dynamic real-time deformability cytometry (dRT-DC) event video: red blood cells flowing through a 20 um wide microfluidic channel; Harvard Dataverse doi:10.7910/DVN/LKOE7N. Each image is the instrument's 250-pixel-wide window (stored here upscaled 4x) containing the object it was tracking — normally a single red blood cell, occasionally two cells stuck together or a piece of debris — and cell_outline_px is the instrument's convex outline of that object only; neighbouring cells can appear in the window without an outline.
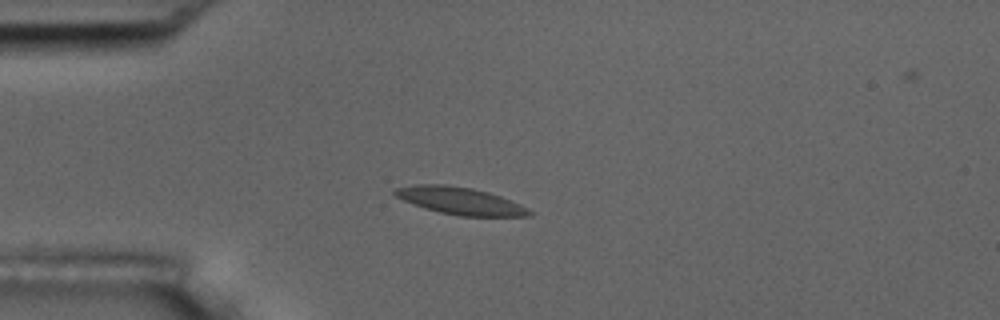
{"species": "common noctule bat (a hibernating species)", "species_latin": "Nyctalus noctula", "temperature_condition": "room temperature", "stored_images_in_passage": 8, "camera_frame_rate_fps": 3000, "um_per_image_px": 0.085, "animal": {"sex": "male", "body_mass_g": 17.5, "forearm_length_mm": 52.3}, "frame": {"image": 1, "passage_image": 4, "time_ms": 3.667, "image_size_px": [1000, 320], "cell_outline_px": [[532, 216], [460, 216], [440, 212], [424, 208], [412, 204], [396, 196], [392, 192], [396, 188], [416, 184], [448, 184], [472, 188], [488, 192], [500, 196], [520, 204], [528, 208], [532, 212]], "centroid_in_image_um": [39.11, 17.07], "position_along_channel_um": 45.9, "area_um2": 21.33}}
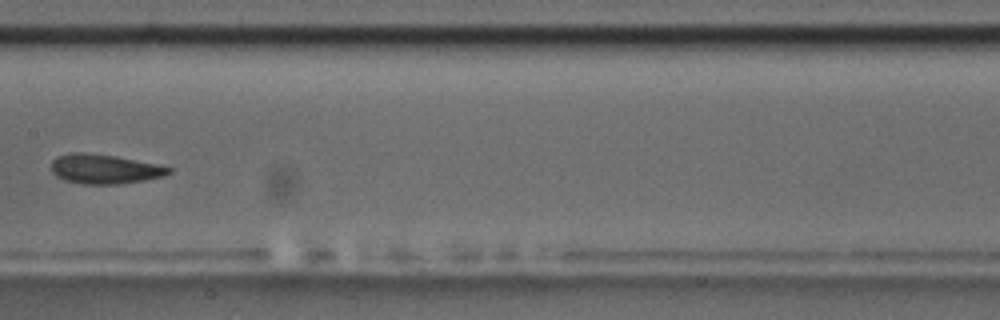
{"frame": {"image": 2, "passage_image": 8, "time_ms": 8.333, "image_size_px": [1000, 320], "cell_outline_px": [[172, 172], [164, 176], [144, 180], [120, 184], [84, 184], [64, 180], [56, 176], [52, 172], [52, 160], [56, 156], [72, 152], [84, 152], [116, 156], [156, 164], [172, 168]], "centroid_in_image_um": [8.87, 14.36], "position_along_channel_um": 198.5, "area_um2": 20.23}}